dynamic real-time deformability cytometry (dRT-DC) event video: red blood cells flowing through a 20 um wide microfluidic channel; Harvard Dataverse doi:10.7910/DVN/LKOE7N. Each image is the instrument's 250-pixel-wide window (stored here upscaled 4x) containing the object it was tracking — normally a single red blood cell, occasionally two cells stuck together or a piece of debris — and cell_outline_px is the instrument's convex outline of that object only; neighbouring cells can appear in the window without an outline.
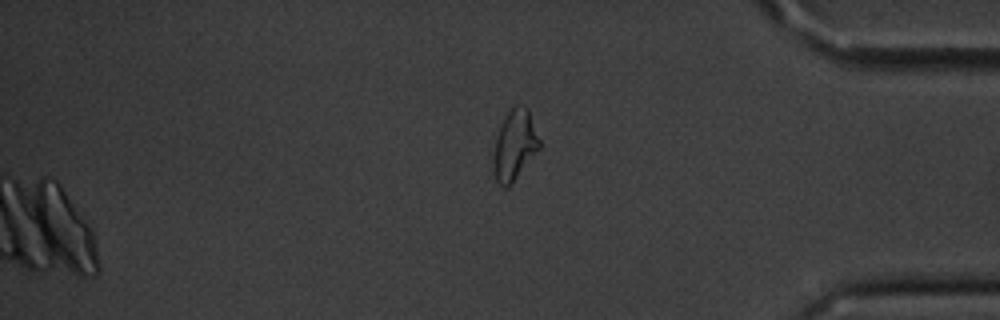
{"species": "common noctule bat (a hibernating species)", "species_latin": "Nyctalus noctula", "temperature_condition": "cold", "stored_images_in_passage": 54, "camera_frame_rate_fps": 3000, "um_per_image_px": 0.085, "animal": {"sex": "male", "body_mass_g": 20.1, "forearm_length_mm": 53.5}, "frame": {"image": 1, "passage_image": 54, "time_ms": 17.667, "image_size_px": [1000, 320], "cell_outline_px": [[540, 148], [508, 188], [504, 188], [496, 180], [492, 164], [496, 136], [508, 112], [512, 108], [528, 108], [540, 140]], "centroid_in_image_um": [43.74, 12.4], "position_along_channel_um": 391.5, "area_um2": 18.38}}